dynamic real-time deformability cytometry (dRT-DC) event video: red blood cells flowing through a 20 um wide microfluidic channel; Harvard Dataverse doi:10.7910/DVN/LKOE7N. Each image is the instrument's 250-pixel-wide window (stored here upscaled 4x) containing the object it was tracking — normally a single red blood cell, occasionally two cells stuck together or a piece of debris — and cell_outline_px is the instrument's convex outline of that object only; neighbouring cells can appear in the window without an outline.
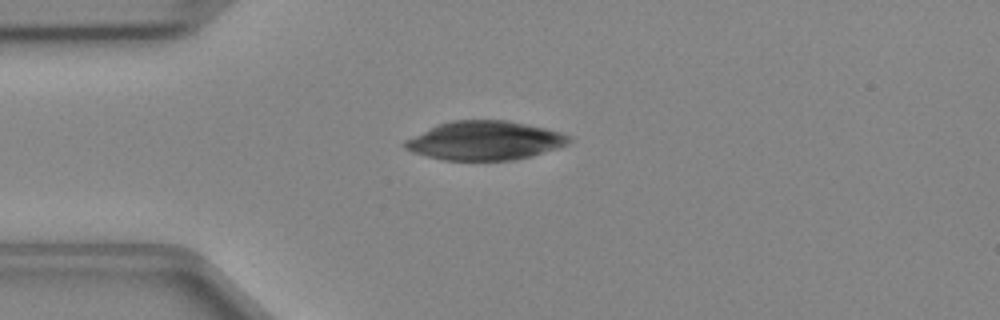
{"species": "Egyptian fruit bat (a non-hibernating species)", "species_latin": "Rousettus aegyptiacus", "temperature_condition": "cold", "stored_images_in_passage": 36, "camera_frame_rate_fps": 3000, "um_per_image_px": 0.085, "animal": {"sex": "female"}, "frame": {"image": 1, "passage_image": 1, "time_ms": 0.0, "image_size_px": [1000, 320], "cell_outline_px": [[572, 140], [568, 144], [560, 148], [532, 156], [516, 160], [444, 160], [412, 152], [404, 148], [404, 140], [436, 124], [452, 120], [508, 120], [528, 124], [560, 132], [572, 136]], "centroid_in_image_um": [41.24, 11.95], "position_along_channel_um": 43.8, "area_um2": 37.51}}
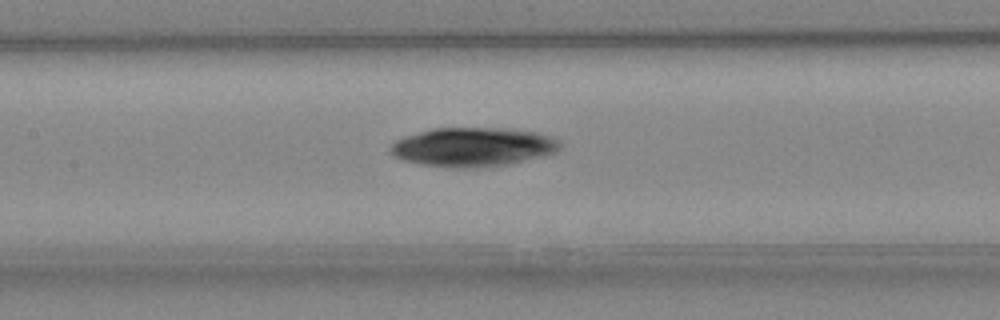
{"frame": {"image": 2, "passage_image": 11, "time_ms": 3.333, "image_size_px": [1000, 320], "cell_outline_px": [[560, 148], [556, 152], [504, 164], [472, 168], [456, 168], [424, 164], [404, 160], [396, 156], [392, 152], [392, 144], [396, 140], [404, 136], [432, 128], [504, 128], [536, 132], [548, 136], [556, 140], [560, 144]], "centroid_in_image_um": [40.17, 12.48], "position_along_channel_um": 167.2, "area_um2": 37.74}}
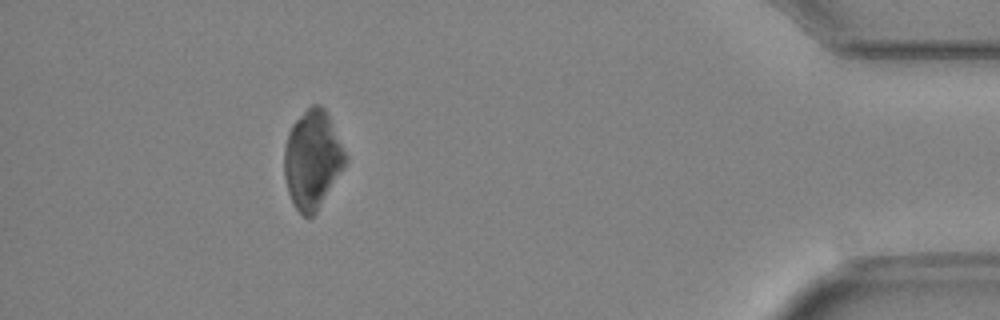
{"frame": {"image": 3, "passage_image": 32, "time_ms": 10.333, "image_size_px": [1000, 320], "cell_outline_px": [[348, 160], [344, 168], [316, 212], [312, 216], [304, 216], [296, 208], [288, 192], [284, 176], [284, 148], [288, 132], [292, 124], [312, 104], [320, 104], [324, 108], [348, 156]], "centroid_in_image_um": [26.56, 13.55], "position_along_channel_um": 408.6, "area_um2": 34.8}}